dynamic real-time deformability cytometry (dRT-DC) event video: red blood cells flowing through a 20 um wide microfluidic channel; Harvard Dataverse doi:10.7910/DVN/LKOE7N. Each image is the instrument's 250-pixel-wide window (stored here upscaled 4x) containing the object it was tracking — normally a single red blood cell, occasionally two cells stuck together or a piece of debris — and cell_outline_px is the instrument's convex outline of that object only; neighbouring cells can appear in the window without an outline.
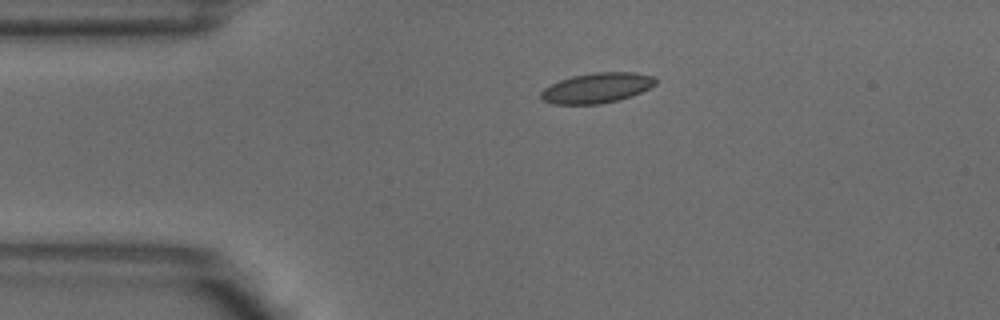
{"species": "common noctule bat (a hibernating species)", "species_latin": "Nyctalus noctula", "temperature_condition": "warm", "stored_images_in_passage": 2, "camera_frame_rate_fps": 3000, "um_per_image_px": 0.085, "animal": {"sex": "male", "body_mass_g": 18.8}, "frame": {"image": 1, "passage_image": 1, "time_ms": 0.0, "image_size_px": [1000, 320], "cell_outline_px": [[656, 84], [640, 92], [620, 100], [600, 104], [552, 104], [544, 100], [540, 96], [540, 92], [544, 88], [560, 80], [572, 76], [596, 72], [636, 72], [656, 76]], "centroid_in_image_um": [50.75, 7.47], "position_along_channel_um": 34.2, "area_um2": 20.17}}